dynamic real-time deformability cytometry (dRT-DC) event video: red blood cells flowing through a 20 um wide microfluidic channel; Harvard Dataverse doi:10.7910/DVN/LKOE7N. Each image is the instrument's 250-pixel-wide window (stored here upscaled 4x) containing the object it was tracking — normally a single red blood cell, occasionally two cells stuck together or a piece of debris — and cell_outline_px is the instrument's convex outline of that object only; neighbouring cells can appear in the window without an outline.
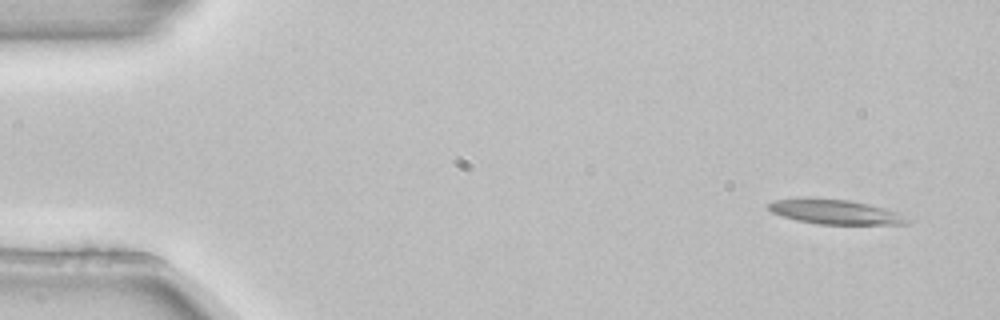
{"species": "common noctule bat (a hibernating species)", "species_latin": "Nyctalus noctula", "temperature_condition": "room temperature", "stored_images_in_passage": 5, "camera_frame_rate_fps": 3000, "um_per_image_px": 0.085, "animal": {"sex": "female", "body_mass_g": 22.7, "forearm_length_mm": 54.2}, "frame": {"image": 1, "passage_image": 1, "time_ms": 0.0, "image_size_px": [1000, 320], "cell_outline_px": [[916, 216], [908, 224], [820, 224], [796, 220], [772, 212], [764, 204], [776, 200], [848, 200], [868, 204], [904, 212]], "centroid_in_image_um": [71.24, 18.05], "position_along_channel_um": 13.8, "area_um2": 19.71}}
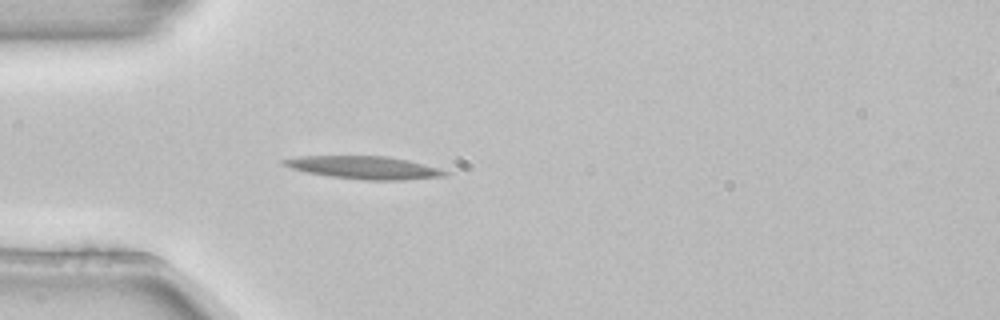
{"frame": {"image": 2, "passage_image": 4, "time_ms": 1.0, "image_size_px": [1000, 320], "cell_outline_px": [[452, 172], [444, 176], [404, 180], [368, 180], [332, 176], [308, 172], [292, 168], [280, 164], [280, 160], [300, 156], [384, 156], [408, 160], [440, 168]], "centroid_in_image_um": [30.99, 14.24], "position_along_channel_um": 54.0, "area_um2": 21.27}}